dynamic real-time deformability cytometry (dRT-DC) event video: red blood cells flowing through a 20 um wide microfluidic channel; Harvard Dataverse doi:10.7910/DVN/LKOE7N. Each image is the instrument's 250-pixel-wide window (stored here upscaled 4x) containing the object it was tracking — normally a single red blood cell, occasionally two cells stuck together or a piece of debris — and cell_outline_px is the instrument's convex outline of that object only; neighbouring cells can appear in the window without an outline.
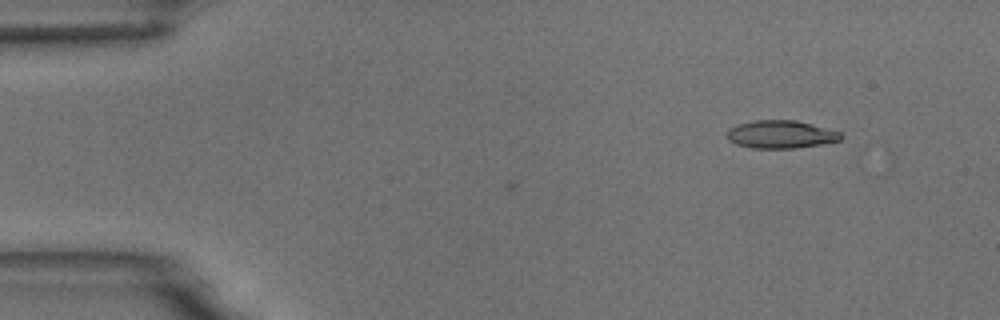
{"species": "common noctule bat (a hibernating species)", "species_latin": "Nyctalus noctula", "temperature_condition": "room temperature", "stored_images_in_passage": 7, "camera_frame_rate_fps": 3000, "um_per_image_px": 0.085, "animal": {"sex": "male", "body_mass_g": 18.8}, "frame": {"image": 1, "passage_image": 2, "time_ms": 1.0, "image_size_px": [1000, 320], "cell_outline_px": [[844, 136], [840, 140], [824, 144], [796, 148], [752, 148], [736, 144], [728, 140], [724, 136], [728, 128], [736, 124], [752, 120], [796, 120], [840, 132]], "centroid_in_image_um": [66.31, 11.42], "position_along_channel_um": 18.7, "area_um2": 18.79}}
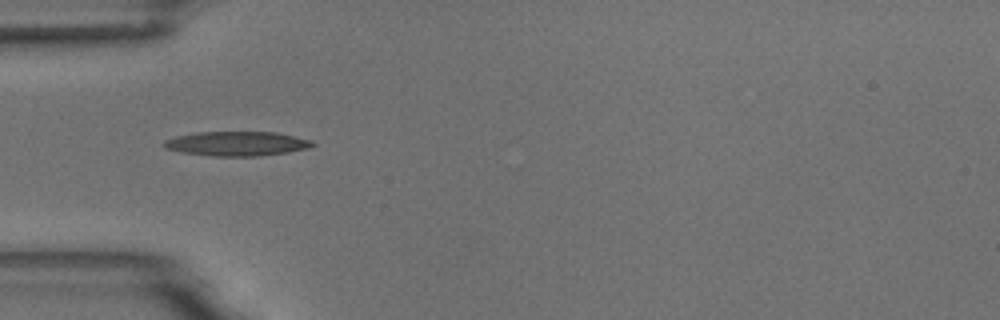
{"frame": {"image": 2, "passage_image": 5, "time_ms": 4.667, "image_size_px": [1000, 320], "cell_outline_px": [[316, 144], [308, 148], [288, 152], [260, 156], [212, 156], [184, 152], [164, 148], [164, 140], [176, 136], [196, 132], [276, 132], [312, 140]], "centroid_in_image_um": [20.15, 12.21], "position_along_channel_um": 64.9, "area_um2": 21.1}}